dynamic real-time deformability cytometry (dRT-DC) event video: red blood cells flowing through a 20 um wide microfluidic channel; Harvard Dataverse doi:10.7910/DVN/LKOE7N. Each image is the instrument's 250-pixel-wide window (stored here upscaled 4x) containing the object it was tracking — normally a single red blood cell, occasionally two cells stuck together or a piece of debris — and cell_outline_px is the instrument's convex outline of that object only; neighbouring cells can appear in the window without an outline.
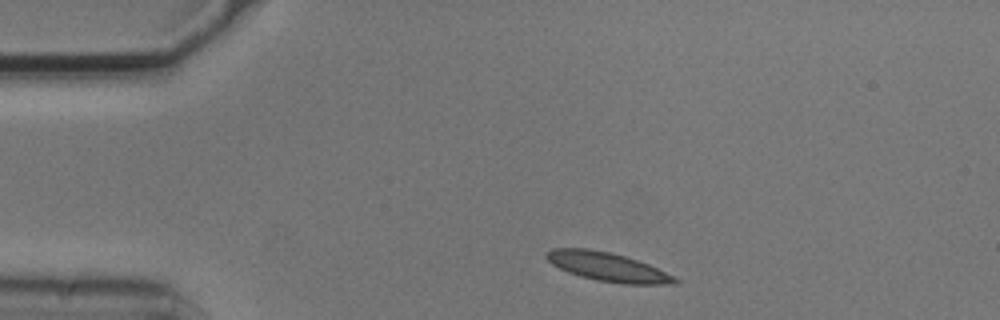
{"species": "common noctule bat (a hibernating species)", "species_latin": "Nyctalus noctula", "temperature_condition": "cold", "stored_images_in_passage": 3, "camera_frame_rate_fps": 3000, "um_per_image_px": 0.085, "animal": {"sex": "male", "body_mass_g": 20.5, "forearm_length_mm": 52.5}, "frame": {"image": 1, "passage_image": 1, "time_ms": 0.0, "image_size_px": [1000, 320], "cell_outline_px": [[680, 280], [676, 284], [624, 284], [596, 280], [580, 276], [568, 272], [552, 264], [544, 256], [544, 252], [552, 248], [588, 248], [608, 252], [624, 256], [648, 264], [676, 276]], "centroid_in_image_um": [51.65, 22.68], "position_along_channel_um": 33.4, "area_um2": 21.62}}
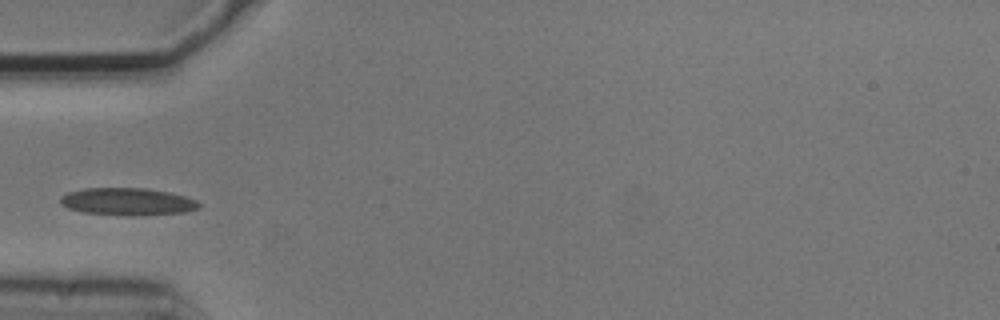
{"frame": {"image": 2, "passage_image": 3, "time_ms": 0.667, "image_size_px": [1000, 320], "cell_outline_px": [[200, 208], [184, 212], [128, 216], [84, 212], [68, 208], [60, 200], [60, 196], [68, 192], [84, 188], [144, 188], [168, 192], [184, 196], [196, 200], [200, 204]], "centroid_in_image_um": [10.84, 17.13], "position_along_channel_um": 74.2, "area_um2": 21.91}}